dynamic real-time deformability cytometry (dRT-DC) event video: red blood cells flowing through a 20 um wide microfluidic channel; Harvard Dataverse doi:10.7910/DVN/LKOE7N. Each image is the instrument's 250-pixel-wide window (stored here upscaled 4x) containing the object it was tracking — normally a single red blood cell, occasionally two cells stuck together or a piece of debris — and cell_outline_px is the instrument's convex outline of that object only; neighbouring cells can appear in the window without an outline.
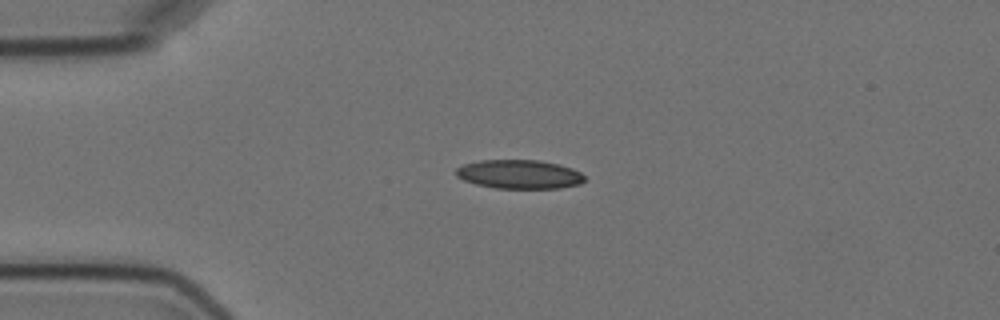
{"species": "Egyptian fruit bat (a non-hibernating species)", "species_latin": "Rousettus aegyptiacus", "temperature_condition": "cold", "stored_images_in_passage": 1, "camera_frame_rate_fps": 3000, "um_per_image_px": 0.085, "animal": {"sex": "female"}, "frame": {"image": 1, "passage_image": 1, "time_ms": 0.0, "image_size_px": [1000, 320], "cell_outline_px": [[584, 180], [580, 184], [560, 188], [496, 188], [476, 184], [464, 180], [456, 176], [456, 168], [464, 164], [480, 160], [540, 160], [560, 164], [572, 168], [580, 172], [584, 176]], "centroid_in_image_um": [44.15, 14.81], "position_along_channel_um": 40.9, "area_um2": 21.68}}